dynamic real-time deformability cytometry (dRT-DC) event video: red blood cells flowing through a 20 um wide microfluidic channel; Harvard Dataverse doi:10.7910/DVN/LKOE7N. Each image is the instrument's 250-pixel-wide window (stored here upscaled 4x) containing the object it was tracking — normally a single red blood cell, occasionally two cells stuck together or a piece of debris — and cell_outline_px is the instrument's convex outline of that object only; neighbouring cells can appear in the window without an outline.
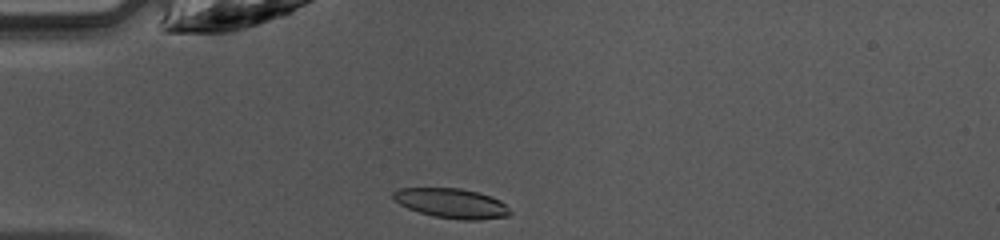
{"species": "common noctule bat (a hibernating species)", "species_latin": "Nyctalus noctula", "temperature_condition": "warm", "stored_images_in_passage": 35, "camera_frame_rate_fps": 3000, "um_per_image_px": 0.085, "animal": {"sex": "female", "body_mass_g": 10.0, "forearm_length_mm": 53.1}, "frame": {"image": 1, "passage_image": 1, "time_ms": 0.0, "image_size_px": [1000, 240], "cell_outline_px": [[512, 212], [508, 216], [480, 220], [460, 220], [432, 216], [408, 208], [400, 204], [392, 196], [392, 192], [400, 188], [460, 188], [476, 192], [500, 200]], "centroid_in_image_um": [38.38, 17.29], "position_along_channel_um": 46.6, "area_um2": 20.11}}
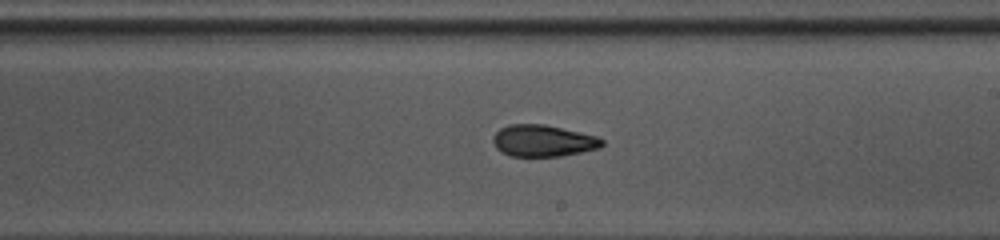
{"frame": {"image": 2, "passage_image": 16, "time_ms": 5.0, "image_size_px": [1000, 240], "cell_outline_px": [[604, 144], [600, 148], [564, 156], [512, 156], [500, 152], [496, 148], [492, 140], [492, 136], [500, 128], [508, 124], [544, 124], [580, 132], [596, 136], [604, 140]], "centroid_in_image_um": [46.15, 11.97], "position_along_channel_um": 242.8, "area_um2": 20.29}}
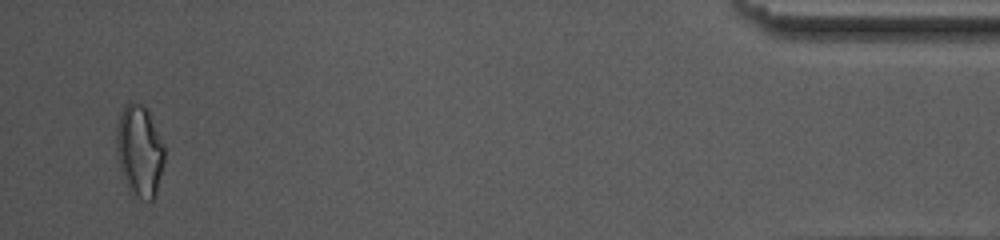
{"frame": {"image": 3, "passage_image": 34, "time_ms": 11.0, "image_size_px": [1000, 240], "cell_outline_px": [[164, 160], [156, 196], [152, 200], [148, 200], [140, 196], [128, 188], [124, 180], [120, 168], [116, 152], [116, 128], [120, 112], [132, 100], [144, 104], [148, 108], [164, 148]], "centroid_in_image_um": [11.85, 12.76], "position_along_channel_um": 423.4, "area_um2": 25.49}, "authors_computed_cell_mechanics": {"area_um2": 20.5768, "velocity_mm_per_s": 4.2331, "shape_relaxation_time_tau1_ms": 6.9722, "shape_relaxation_time_tau2_ms": 2.2596, "deformation_change_tau1": 0.2074, "deformation_change_tau2": 0.0792}}